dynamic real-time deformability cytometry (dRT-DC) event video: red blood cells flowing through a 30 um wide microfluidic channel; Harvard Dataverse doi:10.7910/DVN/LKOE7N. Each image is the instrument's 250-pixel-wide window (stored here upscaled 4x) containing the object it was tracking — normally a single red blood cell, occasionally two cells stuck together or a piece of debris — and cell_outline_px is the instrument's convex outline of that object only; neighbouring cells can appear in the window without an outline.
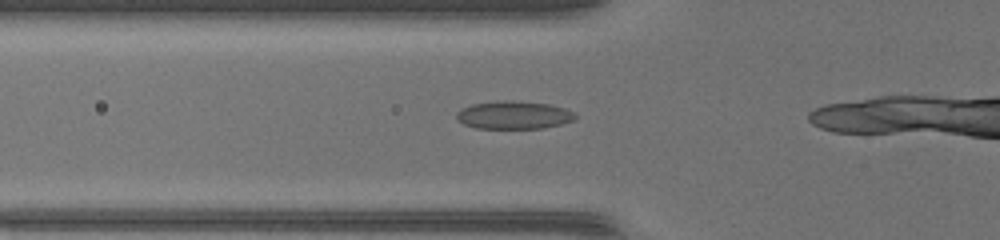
{"species": "common noctule bat (a hibernating species)", "species_latin": "Nyctalus noctula", "temperature_condition": "warm", "stored_images_in_passage": 16, "camera_frame_rate_fps": 3000, "um_per_image_px": 0.085, "animal": {"sex": "female", "body_mass_g": 17.0, "forearm_length_mm": 48.0}, "frame": {"image": 1, "passage_image": 12, "time_ms": 3.667, "image_size_px": [1000, 240], "cell_outline_px": [[576, 116], [572, 120], [560, 124], [544, 128], [476, 128], [464, 124], [456, 116], [456, 112], [460, 108], [472, 104], [504, 100], [548, 104], [564, 108], [572, 112]], "centroid_in_image_um": [43.63, 9.78], "position_along_channel_um": 82.2, "area_um2": 19.02}}